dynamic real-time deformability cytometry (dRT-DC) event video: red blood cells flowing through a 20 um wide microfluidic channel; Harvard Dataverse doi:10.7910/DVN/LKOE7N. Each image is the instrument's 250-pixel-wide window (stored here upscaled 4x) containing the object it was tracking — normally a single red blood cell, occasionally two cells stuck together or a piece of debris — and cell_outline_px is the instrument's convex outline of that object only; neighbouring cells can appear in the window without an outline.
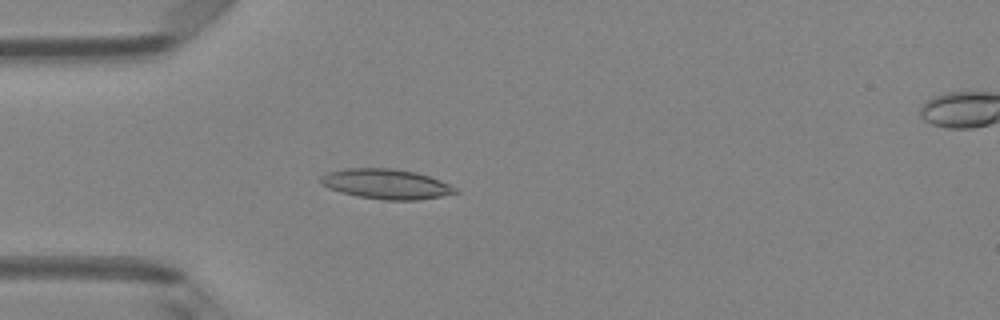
{"species": "Egyptian fruit bat (a non-hibernating species)", "species_latin": "Rousettus aegyptiacus", "temperature_condition": "room temperature", "stored_images_in_passage": 40, "camera_frame_rate_fps": 3000, "um_per_image_px": 0.085, "animal": {"sex": "female"}, "frame": {"image": 1, "passage_image": 5, "time_ms": 1.333, "image_size_px": [1000, 320], "cell_outline_px": [[460, 192], [440, 196], [416, 200], [384, 200], [360, 196], [328, 188], [320, 184], [320, 176], [328, 172], [344, 168], [392, 168], [416, 172], [440, 180], [456, 188]], "centroid_in_image_um": [32.81, 15.63], "position_along_channel_um": 52.2, "area_um2": 23.35}}
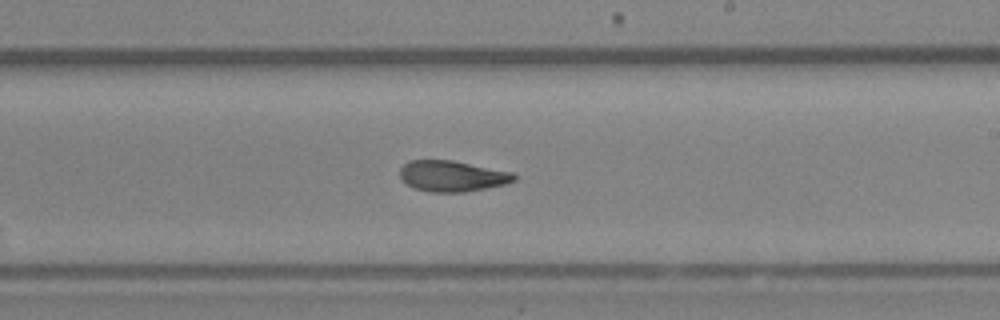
{"frame": {"image": 2, "passage_image": 20, "time_ms": 6.333, "image_size_px": [1000, 320], "cell_outline_px": [[516, 180], [504, 184], [464, 192], [432, 192], [412, 188], [400, 180], [400, 168], [408, 160], [452, 160], [512, 172], [516, 176]], "centroid_in_image_um": [38.38, 14.96], "position_along_channel_um": 250.6, "area_um2": 20.58}}
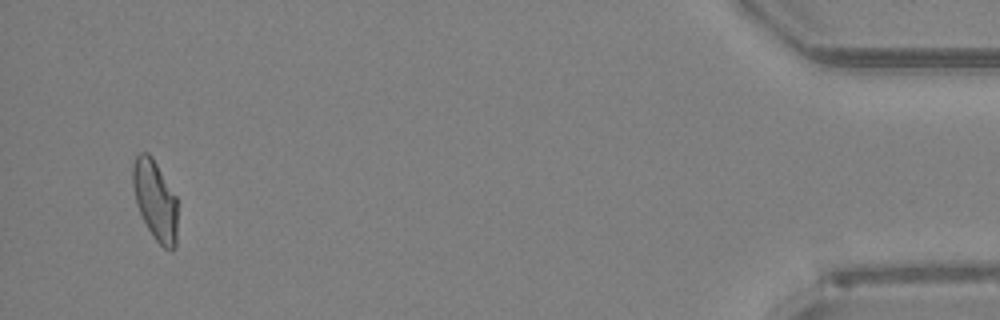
{"frame": {"image": 3, "passage_image": 38, "time_ms": 12.333, "image_size_px": [1000, 320], "cell_outline_px": [[176, 248], [172, 252], [164, 248], [152, 236], [136, 204], [132, 184], [132, 164], [136, 156], [140, 152], [148, 152], [152, 156], [176, 196]], "centroid_in_image_um": [13.18, 17.01], "position_along_channel_um": 422.0, "area_um2": 20.87}, "authors_computed_cell_mechanics": {"area_um2": 20.8658, "velocity_mm_per_s": 4.1716, "shape_relaxation_time_tau1_ms": null, "shape_relaxation_time_tau2_ms": 3.3708, "deformation_change_tau1": null, "deformation_change_tau2": 0.0993}}